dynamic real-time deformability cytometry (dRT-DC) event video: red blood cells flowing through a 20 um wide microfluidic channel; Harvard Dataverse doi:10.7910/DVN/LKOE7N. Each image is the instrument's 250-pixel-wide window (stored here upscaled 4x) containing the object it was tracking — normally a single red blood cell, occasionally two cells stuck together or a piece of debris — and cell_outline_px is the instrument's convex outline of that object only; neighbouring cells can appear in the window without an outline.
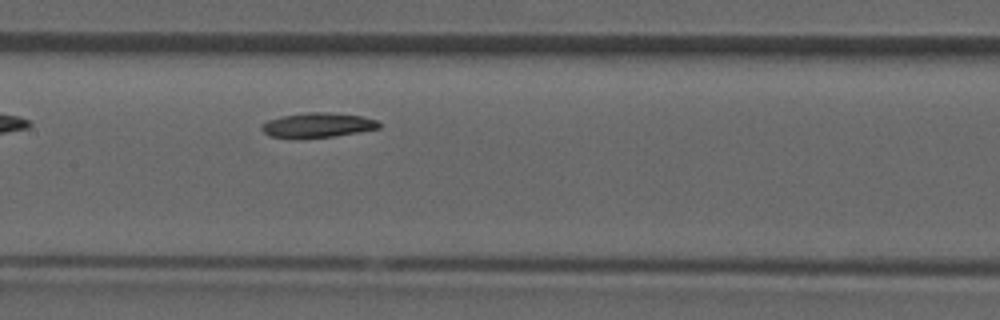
{"species": "common noctule bat (a hibernating species)", "species_latin": "Nyctalus noctula", "temperature_condition": "room temperature", "stored_images_in_passage": 32, "camera_frame_rate_fps": 3000, "um_per_image_px": 0.085, "animal": {"sex": "male", "forearm_length_mm": 52.5}, "frame": {"image": 1, "passage_image": 15, "time_ms": 4.667, "image_size_px": [1000, 320], "cell_outline_px": [[380, 128], [336, 136], [296, 140], [292, 140], [268, 136], [260, 128], [268, 120], [280, 116], [308, 112], [328, 112], [364, 116], [376, 120], [380, 124]], "centroid_in_image_um": [26.96, 10.66], "position_along_channel_um": 180.4, "area_um2": 17.4}}
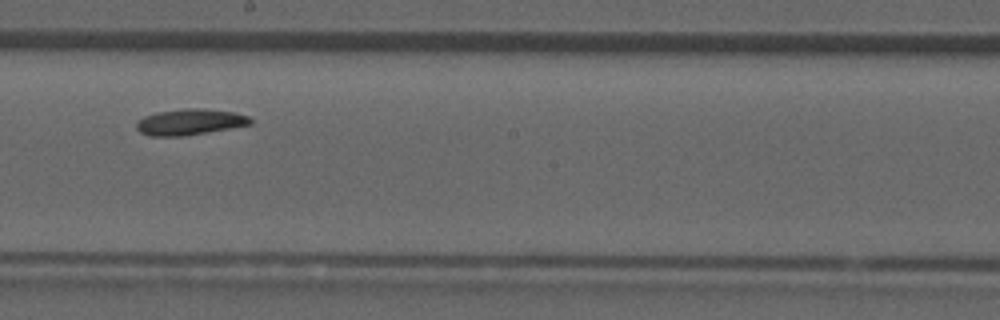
{"frame": {"image": 2, "passage_image": 18, "time_ms": 5.667, "image_size_px": [1000, 320], "cell_outline_px": [[252, 124], [184, 136], [148, 136], [140, 132], [136, 128], [136, 120], [144, 116], [156, 112], [184, 108], [204, 108], [236, 112], [248, 116], [252, 120]], "centroid_in_image_um": [16.11, 10.36], "position_along_channel_um": 232.1, "area_um2": 17.46}}